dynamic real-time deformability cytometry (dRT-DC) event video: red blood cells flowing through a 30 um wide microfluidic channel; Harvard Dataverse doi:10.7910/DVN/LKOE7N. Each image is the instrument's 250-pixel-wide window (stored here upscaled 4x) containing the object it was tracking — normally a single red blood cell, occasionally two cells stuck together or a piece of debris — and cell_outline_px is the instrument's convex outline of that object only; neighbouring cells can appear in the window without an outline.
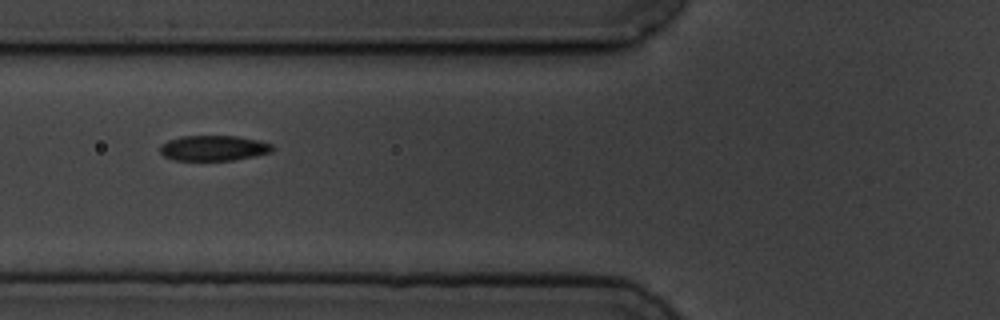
{"species": "common noctule bat (a hibernating species)", "species_latin": "Nyctalus noctula", "temperature_condition": "cold", "stored_images_in_passage": 8, "camera_frame_rate_fps": 3000, "um_per_image_px": 0.085, "animal": {"sex": "male", "body_mass_g": 19.5, "forearm_length_mm": 54.6}, "frame": {"image": 1, "passage_image": 4, "time_ms": 3.667, "image_size_px": [1000, 320], "cell_outline_px": [[272, 152], [232, 160], [176, 160], [164, 156], [160, 152], [160, 144], [168, 140], [180, 136], [236, 136], [260, 140], [272, 144]], "centroid_in_image_um": [18.13, 12.58], "position_along_channel_um": 107.7, "area_um2": 16.53}}
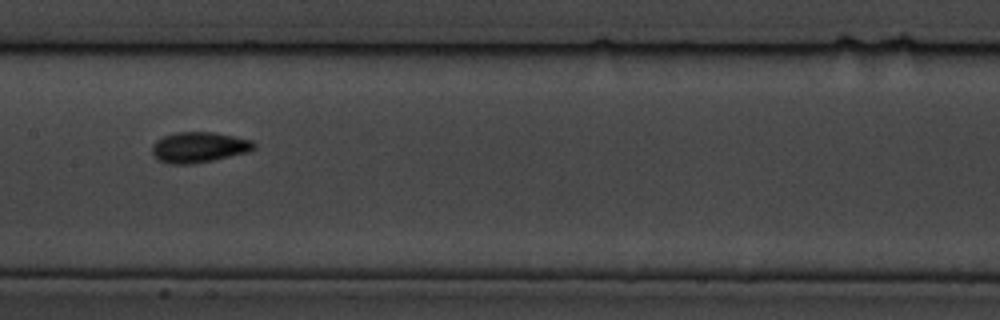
{"frame": {"image": 2, "passage_image": 6, "time_ms": 6.0, "image_size_px": [1000, 320], "cell_outline_px": [[256, 148], [248, 152], [212, 160], [192, 164], [168, 164], [160, 160], [152, 152], [152, 144], [156, 140], [164, 136], [176, 132], [212, 132], [252, 140], [256, 144]], "centroid_in_image_um": [16.91, 12.51], "position_along_channel_um": 190.5, "area_um2": 18.03}}
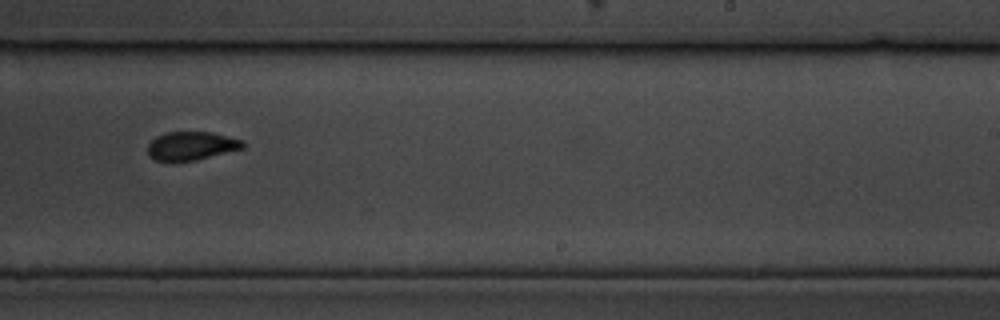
{"frame": {"image": 3, "passage_image": 8, "time_ms": 8.333, "image_size_px": [1000, 320], "cell_outline_px": [[244, 148], [196, 160], [172, 164], [152, 160], [148, 156], [148, 144], [156, 136], [164, 132], [212, 132], [244, 140]], "centroid_in_image_um": [16.21, 12.43], "position_along_channel_um": 272.8, "area_um2": 16.42}}